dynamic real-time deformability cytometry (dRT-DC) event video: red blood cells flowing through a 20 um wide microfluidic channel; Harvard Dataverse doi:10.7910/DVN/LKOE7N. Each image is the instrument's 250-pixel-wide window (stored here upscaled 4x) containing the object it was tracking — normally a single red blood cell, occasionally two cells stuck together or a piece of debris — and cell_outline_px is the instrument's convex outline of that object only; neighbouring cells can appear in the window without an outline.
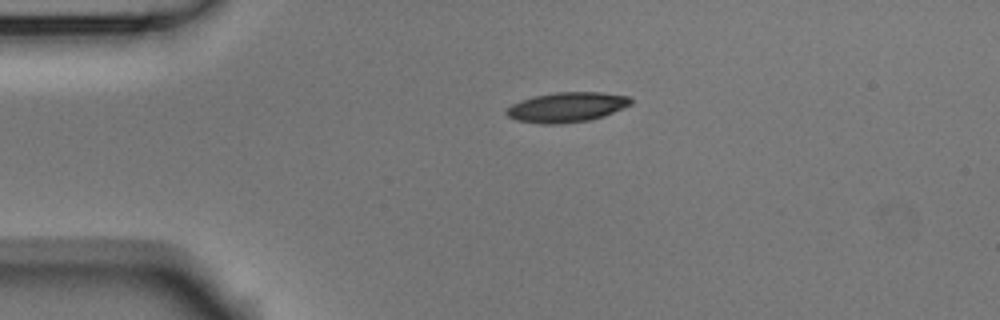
{"species": "Egyptian fruit bat (a non-hibernating species)", "species_latin": "Rousettus aegyptiacus", "temperature_condition": "room temperature", "stored_images_in_passage": 2, "camera_frame_rate_fps": 3000, "um_per_image_px": 0.085, "animal": {"sex": "male"}, "frame": {"image": 1, "passage_image": 1, "time_ms": 0.0, "image_size_px": [1000, 320], "cell_outline_px": [[632, 104], [604, 116], [588, 120], [560, 124], [540, 124], [516, 120], [508, 116], [504, 112], [512, 104], [520, 100], [532, 96], [556, 92], [600, 92], [628, 96], [632, 100]], "centroid_in_image_um": [48.15, 9.11], "position_along_channel_um": 36.8, "area_um2": 21.73}}